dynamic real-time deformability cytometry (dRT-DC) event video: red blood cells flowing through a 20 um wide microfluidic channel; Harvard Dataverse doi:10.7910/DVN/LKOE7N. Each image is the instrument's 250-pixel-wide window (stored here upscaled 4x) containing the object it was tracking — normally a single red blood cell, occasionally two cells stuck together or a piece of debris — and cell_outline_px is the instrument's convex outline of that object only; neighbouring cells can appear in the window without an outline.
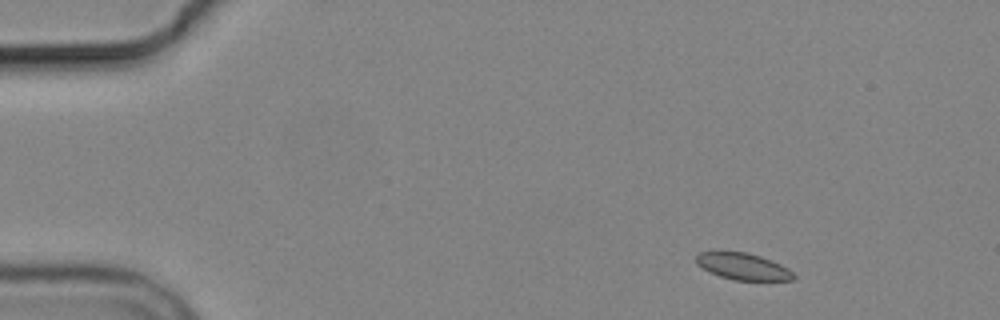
{"species": "common noctule bat (a hibernating species)", "species_latin": "Nyctalus noctula", "temperature_condition": "cold", "stored_images_in_passage": 9, "camera_frame_rate_fps": 3000, "um_per_image_px": 0.085, "animal": {"sex": "male", "body_mass_g": 19.2, "forearm_length_mm": 51.8}, "frame": {"image": 1, "passage_image": 1, "time_ms": 0.0, "image_size_px": [1000, 320], "cell_outline_px": [[796, 276], [792, 280], [732, 280], [720, 276], [696, 264], [696, 256], [700, 252], [744, 252], [760, 256], [780, 264], [788, 268]], "centroid_in_image_um": [63.17, 22.65], "position_along_channel_um": 21.8, "area_um2": 14.85}}
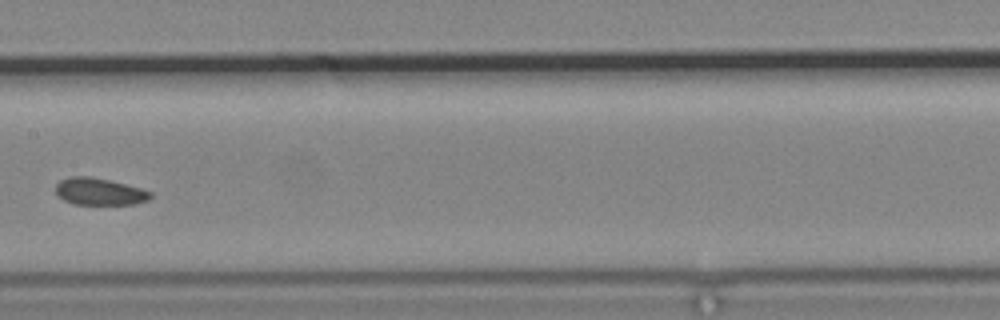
{"frame": {"image": 2, "passage_image": 6, "time_ms": 7.333, "image_size_px": [1000, 320], "cell_outline_px": [[152, 196], [148, 200], [132, 204], [72, 204], [56, 196], [56, 184], [60, 180], [68, 176], [92, 176], [140, 188], [152, 192]], "centroid_in_image_um": [8.4, 16.28], "position_along_channel_um": 199.0, "area_um2": 14.97}}
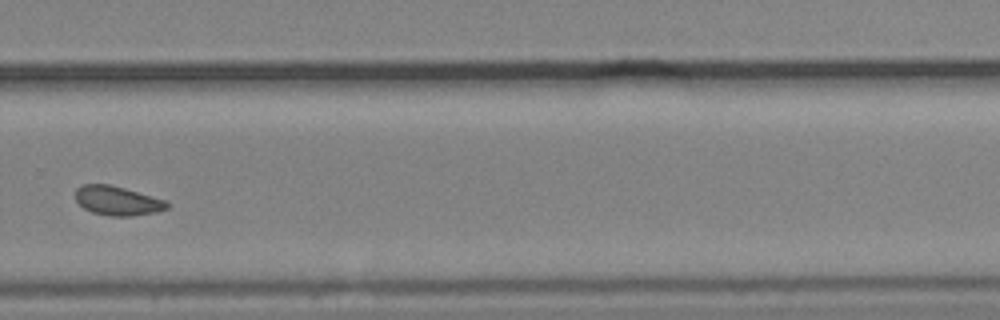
{"frame": {"image": 3, "passage_image": 9, "time_ms": 10.667, "image_size_px": [1000, 320], "cell_outline_px": [[168, 208], [156, 212], [132, 216], [112, 216], [92, 212], [84, 208], [76, 200], [76, 188], [84, 184], [108, 184], [124, 188], [164, 200], [168, 204]], "centroid_in_image_um": [9.96, 17.06], "position_along_channel_um": 319.8, "area_um2": 15.32}}